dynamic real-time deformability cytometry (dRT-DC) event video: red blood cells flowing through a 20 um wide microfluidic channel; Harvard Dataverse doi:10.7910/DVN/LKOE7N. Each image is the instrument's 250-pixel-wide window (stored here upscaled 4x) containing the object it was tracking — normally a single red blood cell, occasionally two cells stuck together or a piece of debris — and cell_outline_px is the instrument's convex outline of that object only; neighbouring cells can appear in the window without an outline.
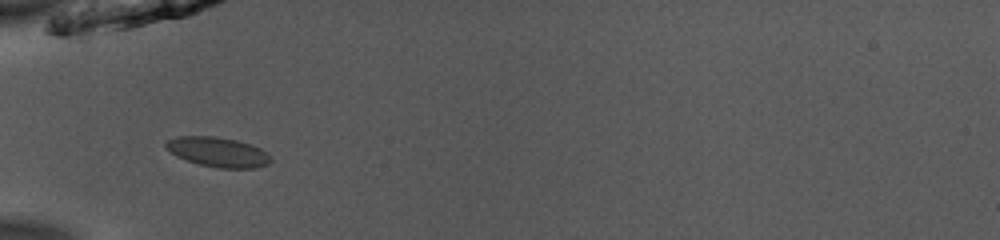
{"species": "common noctule bat (a hibernating species)", "species_latin": "Nyctalus noctula", "temperature_condition": "room temperature", "stored_images_in_passage": 34, "camera_frame_rate_fps": 3000, "um_per_image_px": 0.085, "animal": {"sex": "male", "body_mass_g": 13.0, "forearm_length_mm": 53.1}, "frame": {"image": 1, "passage_image": 1, "time_ms": 0.0, "image_size_px": [1000, 240], "cell_outline_px": [[272, 160], [268, 164], [256, 168], [220, 168], [200, 164], [176, 156], [164, 144], [168, 140], [176, 136], [216, 136], [236, 140], [252, 144], [260, 148], [272, 156]], "centroid_in_image_um": [18.58, 12.91], "position_along_channel_um": 66.4, "area_um2": 18.15}}
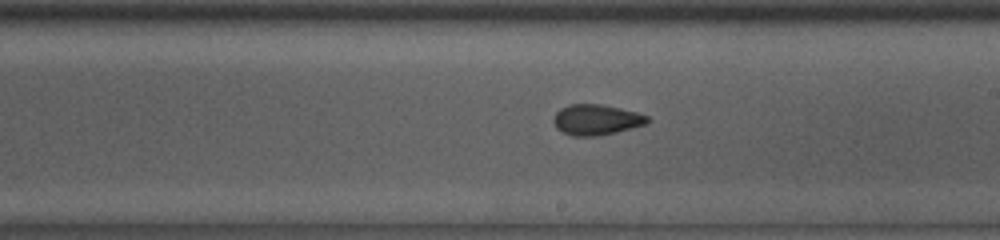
{"frame": {"image": 2, "passage_image": 14, "time_ms": 4.333, "image_size_px": [1000, 240], "cell_outline_px": [[652, 120], [644, 124], [616, 132], [596, 136], [572, 136], [556, 128], [552, 120], [556, 112], [560, 108], [568, 104], [600, 104], [620, 108], [636, 112], [648, 116]], "centroid_in_image_um": [50.66, 10.17], "position_along_channel_um": 238.3, "area_um2": 16.7}}
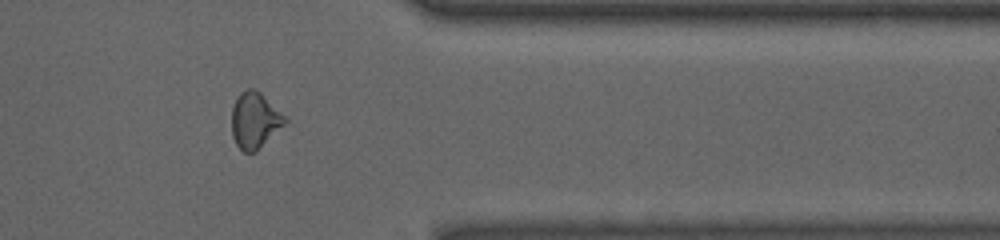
{"frame": {"image": 3, "passage_image": 26, "time_ms": 8.333, "image_size_px": [1000, 240], "cell_outline_px": [[288, 120], [284, 124], [252, 152], [244, 152], [236, 144], [232, 136], [232, 108], [236, 96], [240, 92], [248, 88], [252, 88], [260, 92]], "centroid_in_image_um": [21.6, 10.18], "position_along_channel_um": 389.8, "area_um2": 16.76}, "authors_computed_cell_mechanics": {"area_um2": 16.8487, "velocity_mm_per_s": 3.9712, "shape_relaxation_time_tau1_ms": 3.773, "shape_relaxation_time_tau2_ms": 2.1385, "deformation_change_tau1": 0.089, "deformation_change_tau2": 0.0692}}